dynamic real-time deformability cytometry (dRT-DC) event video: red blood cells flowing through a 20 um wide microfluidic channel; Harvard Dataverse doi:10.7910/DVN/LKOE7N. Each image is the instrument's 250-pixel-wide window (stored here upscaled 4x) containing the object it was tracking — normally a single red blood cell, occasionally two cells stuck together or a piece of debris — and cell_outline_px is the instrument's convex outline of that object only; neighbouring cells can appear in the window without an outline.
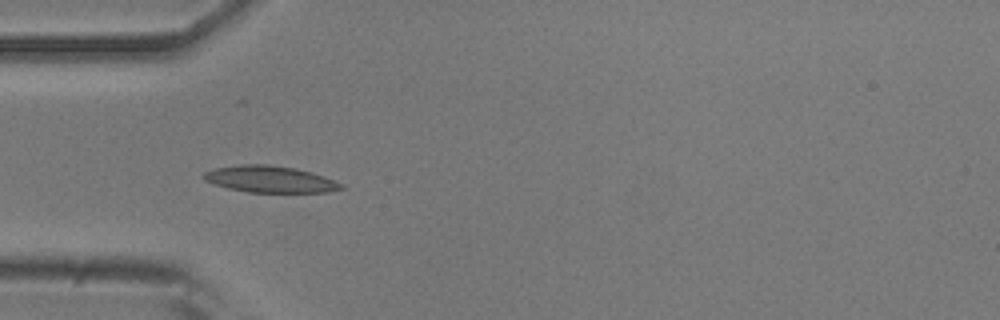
{"species": "common noctule bat (a hibernating species)", "species_latin": "Nyctalus noctula", "temperature_condition": "room temperature", "stored_images_in_passage": 39, "camera_frame_rate_fps": 3000, "um_per_image_px": 0.085, "animal": {"sex": "male", "body_mass_g": 20.5, "forearm_length_mm": 52.5}, "frame": {"image": 1, "passage_image": 1, "time_ms": 0.0, "image_size_px": [1000, 320], "cell_outline_px": [[344, 188], [324, 192], [248, 192], [228, 188], [204, 180], [200, 176], [204, 172], [216, 168], [240, 164], [268, 164], [296, 168], [312, 172], [324, 176], [344, 184]], "centroid_in_image_um": [22.94, 15.22], "position_along_channel_um": 62.1, "area_um2": 21.33}}
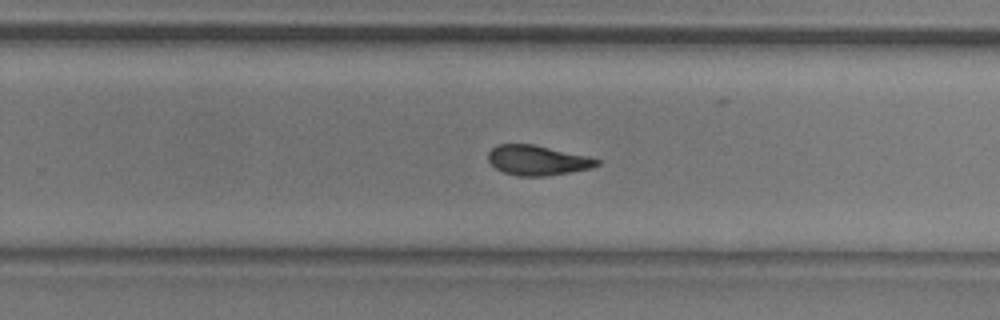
{"frame": {"image": 2, "passage_image": 19, "time_ms": 6.0, "image_size_px": [1000, 320], "cell_outline_px": [[600, 164], [592, 168], [544, 176], [516, 176], [504, 172], [496, 168], [488, 160], [488, 152], [496, 144], [532, 144], [588, 156], [600, 160]], "centroid_in_image_um": [45.67, 13.62], "position_along_channel_um": 284.1, "area_um2": 18.84}}
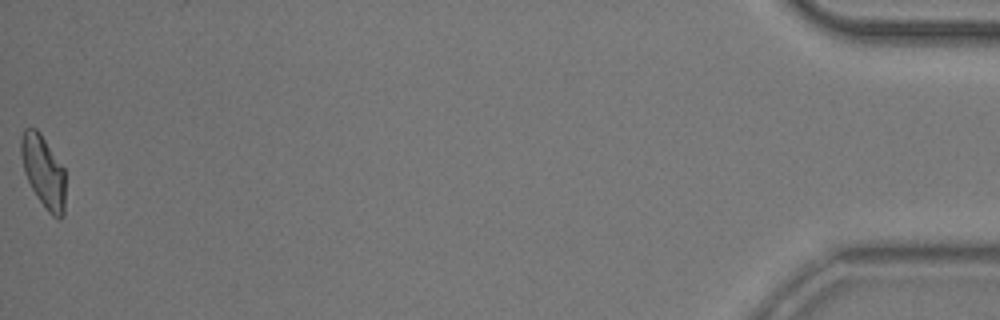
{"frame": {"image": 3, "passage_image": 39, "time_ms": 12.667, "image_size_px": [1000, 320], "cell_outline_px": [[64, 216], [60, 220], [52, 216], [48, 212], [36, 196], [24, 172], [20, 152], [20, 140], [24, 128], [36, 128], [40, 132], [64, 168]], "centroid_in_image_um": [3.68, 14.58], "position_along_channel_um": 431.5, "area_um2": 18.67}, "authors_computed_cell_mechanics": {"area_um2": 19.2474, "velocity_mm_per_s": 3.7119, "shape_relaxation_time_tau1_ms": 4.7657, "shape_relaxation_time_tau2_ms": 2.2595, "deformation_change_tau1": 0.1506, "deformation_change_tau2": 0.0955}}